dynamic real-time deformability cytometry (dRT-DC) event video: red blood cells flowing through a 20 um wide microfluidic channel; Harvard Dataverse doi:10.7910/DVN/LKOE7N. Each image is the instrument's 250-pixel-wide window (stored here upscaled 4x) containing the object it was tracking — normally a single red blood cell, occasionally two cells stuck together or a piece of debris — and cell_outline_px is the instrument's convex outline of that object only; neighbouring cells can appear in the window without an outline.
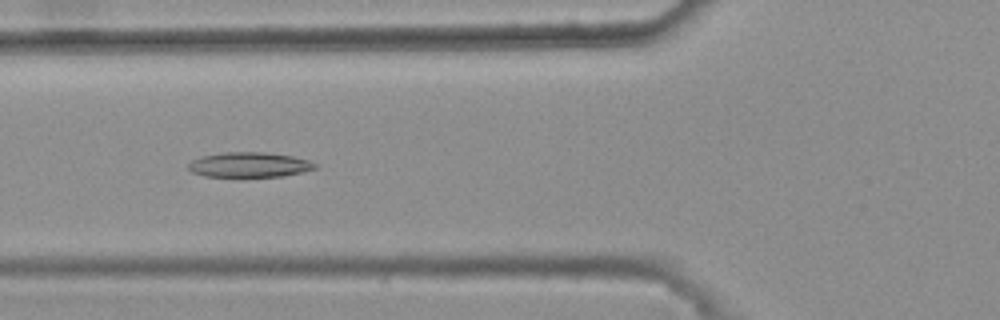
{"species": "common noctule bat (a hibernating species)", "species_latin": "Nyctalus noctula", "temperature_condition": "warm", "stored_images_in_passage": 46, "camera_frame_rate_fps": 3000, "um_per_image_px": 0.085, "animal": {"sex": "female", "body_mass_g": 25.1}, "frame": {"image": 1, "passage_image": 20, "time_ms": 6.333, "image_size_px": [1000, 320], "cell_outline_px": [[320, 164], [316, 168], [284, 176], [204, 176], [192, 172], [188, 168], [188, 164], [192, 160], [200, 156], [224, 152], [264, 152], [292, 156], [308, 160]], "centroid_in_image_um": [21.19, 13.99], "position_along_channel_um": 104.6, "area_um2": 18.38}}
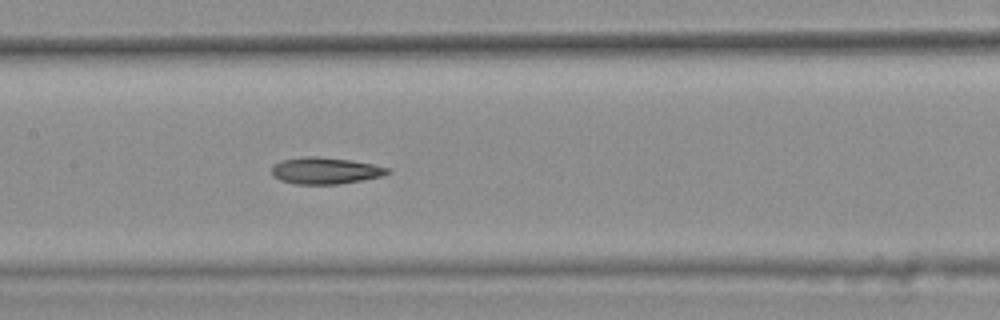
{"frame": {"image": 2, "passage_image": 26, "time_ms": 8.333, "image_size_px": [1000, 320], "cell_outline_px": [[392, 172], [380, 176], [340, 184], [292, 184], [280, 180], [272, 176], [272, 168], [276, 164], [284, 160], [304, 156], [316, 156], [348, 160], [372, 164], [392, 168]], "centroid_in_image_um": [27.66, 14.51], "position_along_channel_um": 179.7, "area_um2": 17.86}}
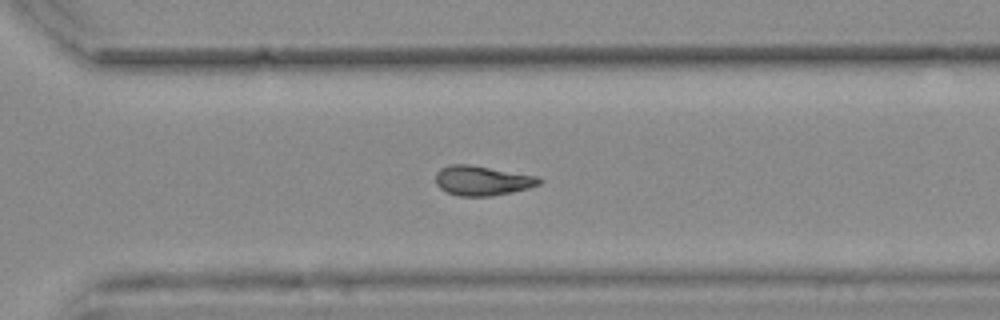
{"frame": {"image": 3, "passage_image": 38, "time_ms": 12.333, "image_size_px": [1000, 320], "cell_outline_px": [[544, 180], [540, 184], [528, 188], [512, 192], [492, 196], [460, 196], [448, 192], [440, 188], [436, 184], [436, 172], [440, 168], [452, 164], [468, 164], [536, 176]], "centroid_in_image_um": [40.98, 15.35], "position_along_channel_um": 329.6, "area_um2": 17.8}, "authors_computed_cell_mechanics": {"area_um2": 18.1203, "velocity_mm_per_s": 3.7485, "shape_relaxation_time_tau1_ms": null, "shape_relaxation_time_tau2_ms": 6.7202, "deformation_change_tau1": null, "deformation_change_tau2": 0.167}}